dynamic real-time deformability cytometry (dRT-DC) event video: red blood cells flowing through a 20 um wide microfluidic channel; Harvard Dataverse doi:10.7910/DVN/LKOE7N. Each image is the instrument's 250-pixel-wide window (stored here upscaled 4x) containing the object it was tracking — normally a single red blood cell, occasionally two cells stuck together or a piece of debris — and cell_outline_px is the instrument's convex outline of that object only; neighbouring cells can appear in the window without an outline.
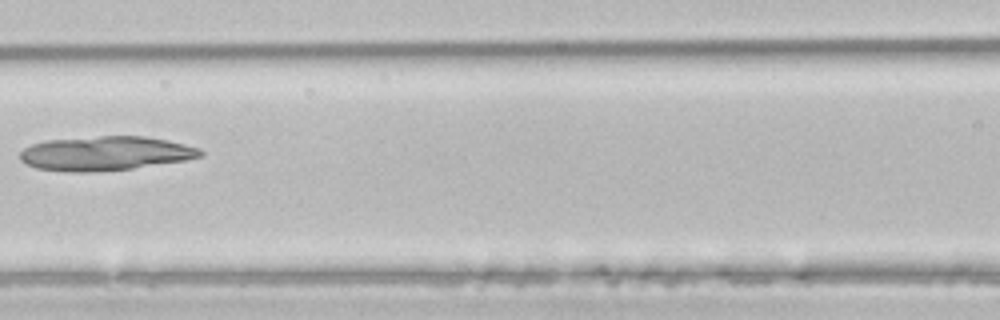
{"species": "common noctule bat (a hibernating species)", "species_latin": "Nyctalus noctula", "temperature_condition": "room temperature", "stored_images_in_passage": 6, "camera_frame_rate_fps": 3000, "um_per_image_px": 0.085, "animal": {"sex": "male", "body_mass_g": 21.5, "forearm_length_mm": 52.0}, "frame": {"image": 1, "passage_image": 6, "time_ms": 1.667, "image_size_px": [1000, 320], "cell_outline_px": [[204, 152], [200, 156], [184, 160], [132, 168], [92, 172], [64, 172], [36, 168], [20, 160], [20, 152], [24, 148], [32, 144], [48, 140], [100, 136], [144, 136], [168, 140], [200, 148]], "centroid_in_image_um": [8.93, 13.04], "position_along_channel_um": 157.7, "area_um2": 35.78}}